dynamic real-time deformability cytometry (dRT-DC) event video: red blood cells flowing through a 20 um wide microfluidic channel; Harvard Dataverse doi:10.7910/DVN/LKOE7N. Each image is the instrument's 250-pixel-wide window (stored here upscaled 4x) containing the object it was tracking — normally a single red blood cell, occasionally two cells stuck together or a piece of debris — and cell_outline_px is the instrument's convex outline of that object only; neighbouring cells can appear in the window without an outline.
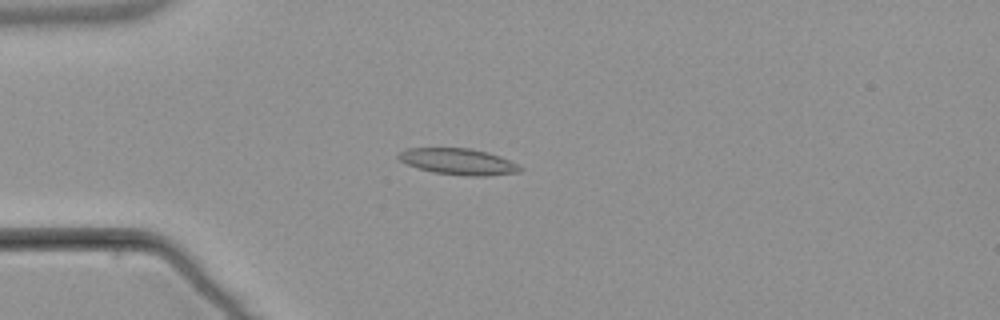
{"species": "common noctule bat (a hibernating species)", "species_latin": "Nyctalus noctula", "temperature_condition": "warm", "stored_images_in_passage": 54, "camera_frame_rate_fps": 3000, "um_per_image_px": 0.085, "animal": {"sex": "male", "body_mass_g": 21.5, "forearm_length_mm": 52.0}, "frame": {"image": 1, "passage_image": 15, "time_ms": 4.667, "image_size_px": [1000, 320], "cell_outline_px": [[524, 168], [520, 172], [484, 176], [468, 176], [432, 172], [408, 164], [400, 160], [396, 156], [400, 152], [408, 148], [472, 148], [488, 152], [500, 156]], "centroid_in_image_um": [38.97, 13.73], "position_along_channel_um": 46.0, "area_um2": 18.5}}
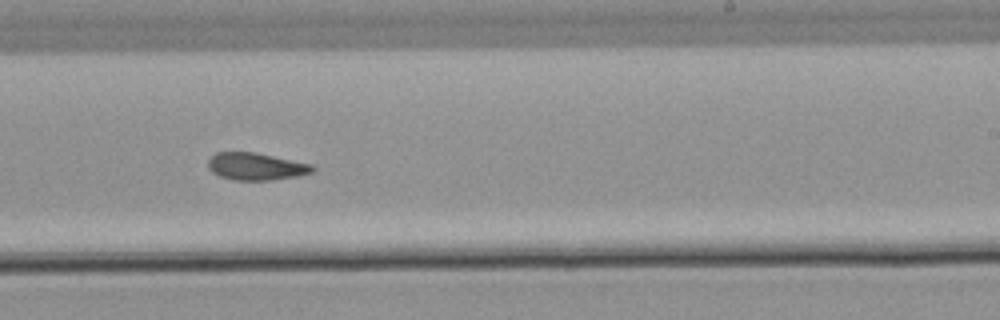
{"frame": {"image": 2, "passage_image": 34, "time_ms": 11.0, "image_size_px": [1000, 320], "cell_outline_px": [[316, 168], [312, 172], [296, 176], [272, 180], [232, 180], [220, 176], [212, 172], [208, 168], [208, 160], [216, 152], [252, 152], [312, 164]], "centroid_in_image_um": [21.74, 14.15], "position_along_channel_um": 267.3, "area_um2": 16.47}}
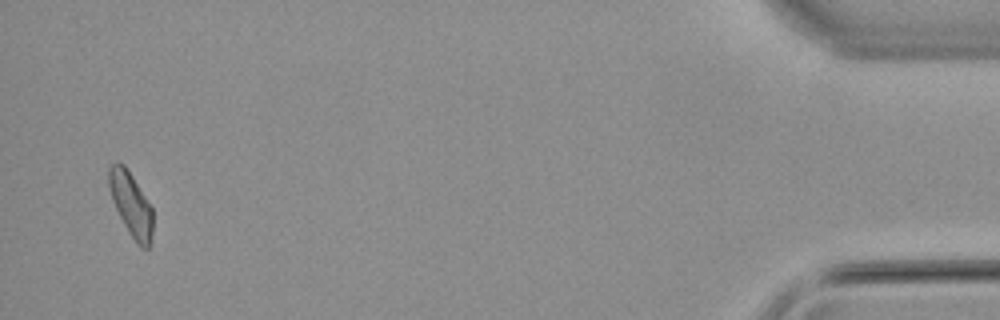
{"frame": {"image": 3, "passage_image": 53, "time_ms": 17.333, "image_size_px": [1000, 320], "cell_outline_px": [[152, 232], [148, 248], [140, 248], [136, 244], [124, 224], [112, 200], [108, 184], [108, 168], [112, 164], [124, 164], [132, 176], [152, 208]], "centroid_in_image_um": [11.12, 17.38], "position_along_channel_um": 424.1, "area_um2": 16.01}, "authors_computed_cell_mechanics": {"area_um2": 17.051, "velocity_mm_per_s": 3.8077, "shape_relaxation_time_tau1_ms": null, "shape_relaxation_time_tau2_ms": 6.8684, "deformation_change_tau1": null, "deformation_change_tau2": 0.153}}